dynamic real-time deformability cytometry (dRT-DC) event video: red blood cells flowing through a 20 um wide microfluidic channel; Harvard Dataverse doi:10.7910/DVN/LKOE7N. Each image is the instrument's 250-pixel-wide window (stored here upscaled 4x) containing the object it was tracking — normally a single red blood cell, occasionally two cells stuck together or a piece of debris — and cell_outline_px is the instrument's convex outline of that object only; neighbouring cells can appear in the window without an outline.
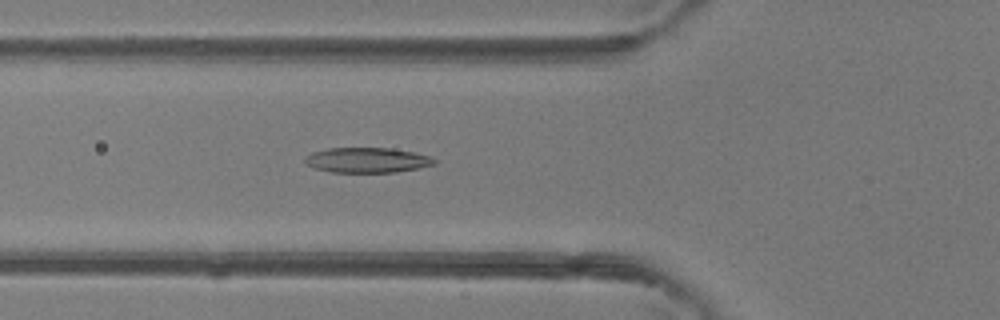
{"species": "common noctule bat (a hibernating species)", "species_latin": "Nyctalus noctula", "temperature_condition": "room temperature", "stored_images_in_passage": 47, "camera_frame_rate_fps": 3000, "um_per_image_px": 0.085, "animal": {"sex": "female"}, "frame": {"image": 1, "passage_image": 17, "time_ms": 5.333, "image_size_px": [1000, 320], "cell_outline_px": [[436, 164], [420, 168], [396, 172], [332, 172], [316, 168], [304, 164], [304, 160], [312, 152], [328, 148], [392, 148], [432, 156], [436, 160]], "centroid_in_image_um": [31.24, 13.61], "position_along_channel_um": 94.6, "area_um2": 18.96}}
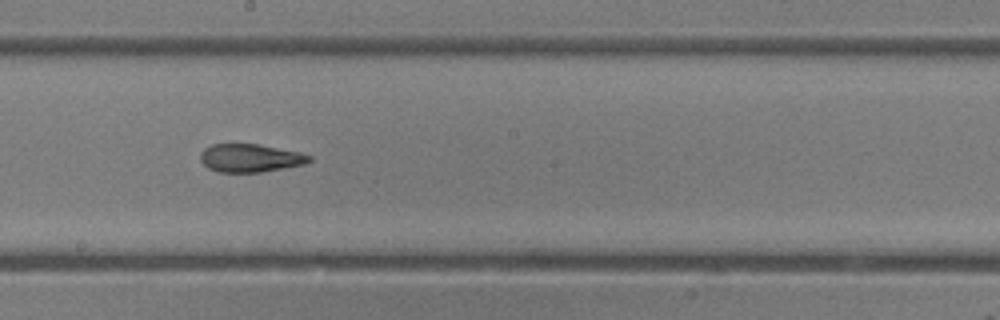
{"frame": {"image": 2, "passage_image": 26, "time_ms": 8.333, "image_size_px": [1000, 320], "cell_outline_px": [[312, 160], [304, 164], [260, 172], [220, 172], [208, 168], [200, 160], [200, 152], [204, 148], [212, 144], [256, 144], [300, 152], [312, 156]], "centroid_in_image_um": [21.25, 13.43], "position_along_channel_um": 227.0, "area_um2": 17.74}}
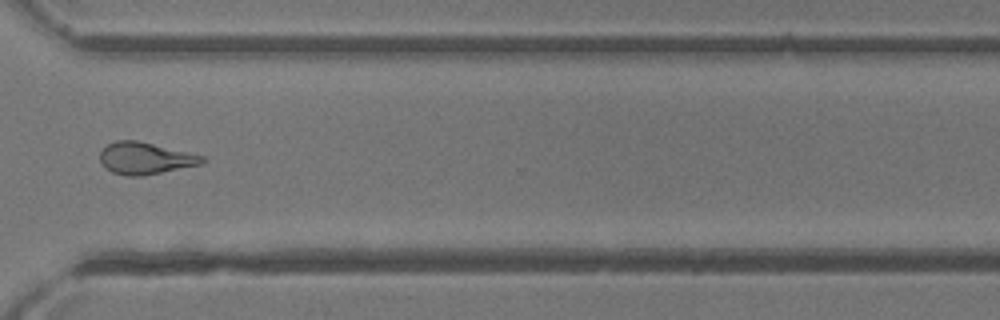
{"frame": {"image": 3, "passage_image": 35, "time_ms": 11.333, "image_size_px": [1000, 320], "cell_outline_px": [[208, 160], [200, 164], [144, 176], [128, 176], [112, 172], [104, 168], [100, 160], [100, 152], [108, 144], [116, 140], [136, 140], [188, 152], [204, 156]], "centroid_in_image_um": [12.33, 13.46], "position_along_channel_um": 358.3, "area_um2": 18.96}, "authors_computed_cell_mechanics": {"area_um2": 19.363, "velocity_mm_per_s": 4.3924, "shape_relaxation_time_tau1_ms": 4.5292, "shape_relaxation_time_tau2_ms": 2.1237, "deformation_change_tau1": 0.1761, "deformation_change_tau2": 0.1086}}